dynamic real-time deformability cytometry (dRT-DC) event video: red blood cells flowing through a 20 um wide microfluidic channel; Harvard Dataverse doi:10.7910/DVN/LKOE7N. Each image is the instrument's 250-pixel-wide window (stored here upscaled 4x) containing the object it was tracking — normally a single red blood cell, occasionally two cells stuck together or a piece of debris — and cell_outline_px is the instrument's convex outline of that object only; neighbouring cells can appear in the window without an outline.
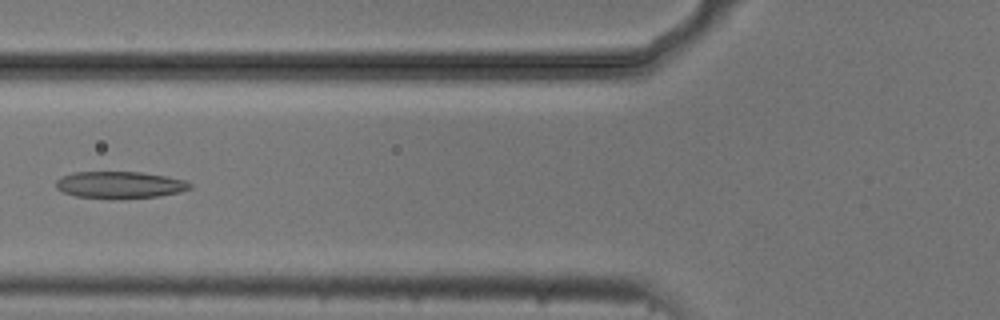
{"species": "common noctule bat (a hibernating species)", "species_latin": "Nyctalus noctula", "temperature_condition": "cold", "stored_images_in_passage": 6, "camera_frame_rate_fps": 3000, "um_per_image_px": 0.085, "animal": {"sex": "male", "body_mass_g": 20.5, "forearm_length_mm": 52.5}, "frame": {"image": 1, "passage_image": 5, "time_ms": 1.333, "image_size_px": [1000, 320], "cell_outline_px": [[192, 188], [180, 192], [160, 196], [120, 200], [112, 200], [76, 196], [64, 192], [56, 188], [56, 180], [72, 172], [140, 172], [168, 176], [184, 180], [192, 184]], "centroid_in_image_um": [10.21, 15.74], "position_along_channel_um": 115.6, "area_um2": 21.44}}
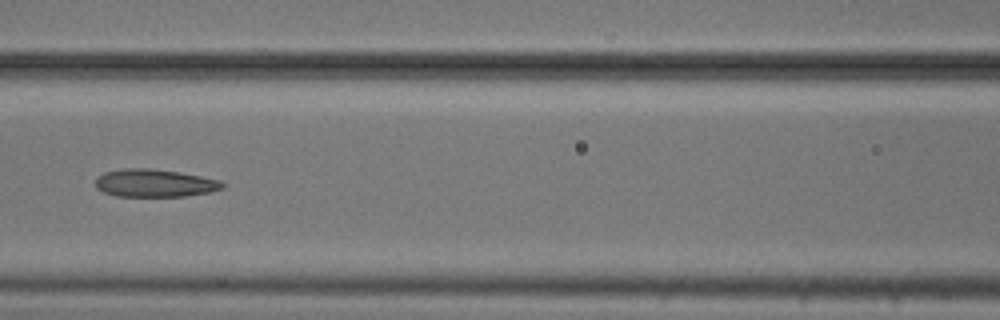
{"frame": {"image": 2, "passage_image": 6, "time_ms": 1.667, "image_size_px": [1000, 320], "cell_outline_px": [[228, 184], [224, 188], [212, 192], [184, 196], [116, 196], [104, 192], [96, 188], [96, 180], [104, 172], [124, 168], [148, 168], [180, 172], [220, 180]], "centroid_in_image_um": [13.2, 15.56], "position_along_channel_um": 153.4, "area_um2": 20.63}}